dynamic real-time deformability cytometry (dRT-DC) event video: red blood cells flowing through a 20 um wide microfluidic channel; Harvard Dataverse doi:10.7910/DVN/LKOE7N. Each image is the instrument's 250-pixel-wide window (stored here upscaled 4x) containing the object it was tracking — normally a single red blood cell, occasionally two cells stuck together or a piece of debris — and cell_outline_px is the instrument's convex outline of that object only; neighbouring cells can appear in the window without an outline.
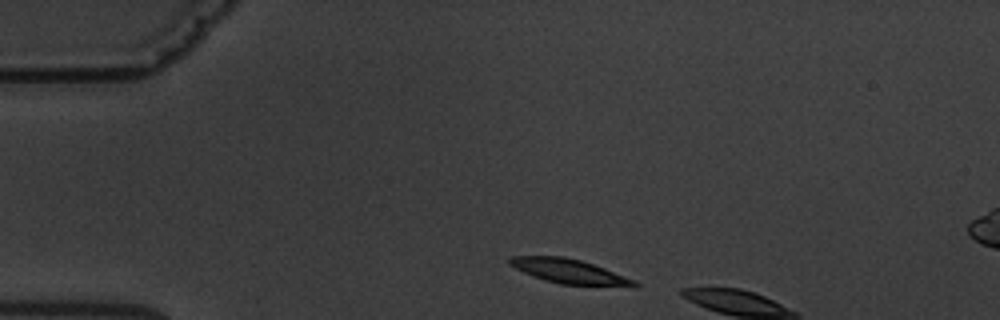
{"species": "common noctule bat (a hibernating species)", "species_latin": "Nyctalus noctula", "temperature_condition": "warm", "stored_images_in_passage": 2, "camera_frame_rate_fps": 3000, "um_per_image_px": 0.085, "animal": {"sex": "male", "body_mass_g": 19.5, "forearm_length_mm": 54.6}, "frame": {"image": 1, "passage_image": 1, "time_ms": 0.0, "image_size_px": [1000, 320], "cell_outline_px": [[640, 284], [636, 288], [560, 284], [544, 280], [524, 272], [508, 264], [508, 260], [512, 256], [564, 256], [580, 260], [604, 268], [636, 280]], "centroid_in_image_um": [48.48, 23.09], "position_along_channel_um": 36.5, "area_um2": 18.03}}